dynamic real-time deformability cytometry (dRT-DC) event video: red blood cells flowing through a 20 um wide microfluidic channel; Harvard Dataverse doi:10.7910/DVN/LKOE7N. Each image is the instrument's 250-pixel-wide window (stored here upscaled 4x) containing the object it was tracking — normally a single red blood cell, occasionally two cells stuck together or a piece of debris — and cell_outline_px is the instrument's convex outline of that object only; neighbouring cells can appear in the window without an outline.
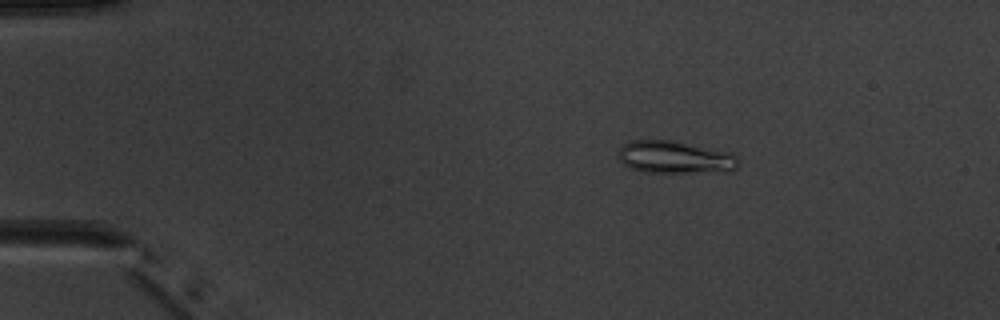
{"species": "common noctule bat (a hibernating species)", "species_latin": "Nyctalus noctula", "temperature_condition": "warm", "stored_images_in_passage": 5, "camera_frame_rate_fps": 3000, "um_per_image_px": 0.085, "animal": {"sex": "male", "body_mass_g": 20.1, "forearm_length_mm": 53.5}, "frame": {"image": 1, "passage_image": 3, "time_ms": 2.333, "image_size_px": [1000, 320], "cell_outline_px": [[740, 164], [732, 172], [644, 172], [628, 168], [620, 160], [620, 148], [624, 144], [632, 140], [668, 140], [728, 152], [736, 156], [740, 160]], "centroid_in_image_um": [57.4, 13.39], "position_along_channel_um": 27.6, "area_um2": 22.6}}